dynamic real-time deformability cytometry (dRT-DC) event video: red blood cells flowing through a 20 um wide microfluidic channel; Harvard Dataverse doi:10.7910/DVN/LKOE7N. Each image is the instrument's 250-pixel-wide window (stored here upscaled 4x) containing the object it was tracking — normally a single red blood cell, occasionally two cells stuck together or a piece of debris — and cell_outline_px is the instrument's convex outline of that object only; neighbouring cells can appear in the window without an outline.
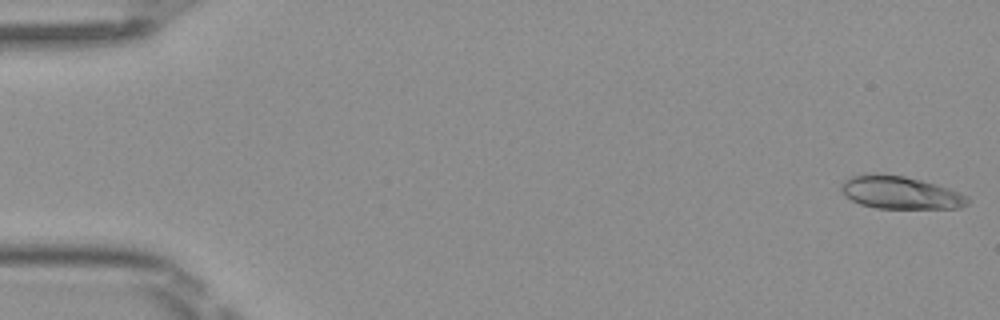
{"species": "Egyptian fruit bat (a non-hibernating species)", "species_latin": "Rousettus aegyptiacus", "temperature_condition": "room temperature", "stored_images_in_passage": 49, "camera_frame_rate_fps": 3000, "um_per_image_px": 0.085, "frame": {"image": 1, "passage_image": 1, "time_ms": 0.0, "image_size_px": [1000, 320], "cell_outline_px": [[972, 200], [968, 204], [960, 208], [876, 208], [860, 204], [844, 196], [840, 188], [840, 184], [844, 180], [852, 176], [864, 172], [872, 172], [904, 176], [936, 184], [948, 188], [968, 196]], "centroid_in_image_um": [76.49, 16.36], "position_along_channel_um": 8.5, "area_um2": 24.45}}
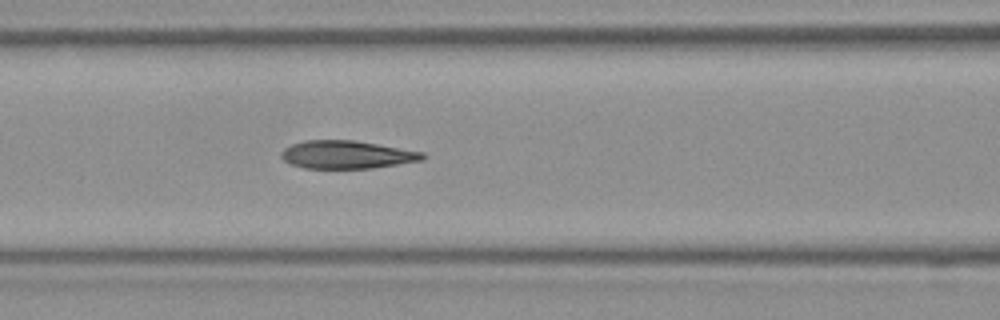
{"frame": {"image": 2, "passage_image": 21, "time_ms": 6.667, "image_size_px": [1000, 320], "cell_outline_px": [[428, 156], [424, 160], [372, 168], [304, 168], [288, 164], [280, 156], [280, 152], [284, 148], [292, 144], [304, 140], [352, 140], [424, 152]], "centroid_in_image_um": [29.46, 13.15], "position_along_channel_um": 137.1, "area_um2": 23.12}}
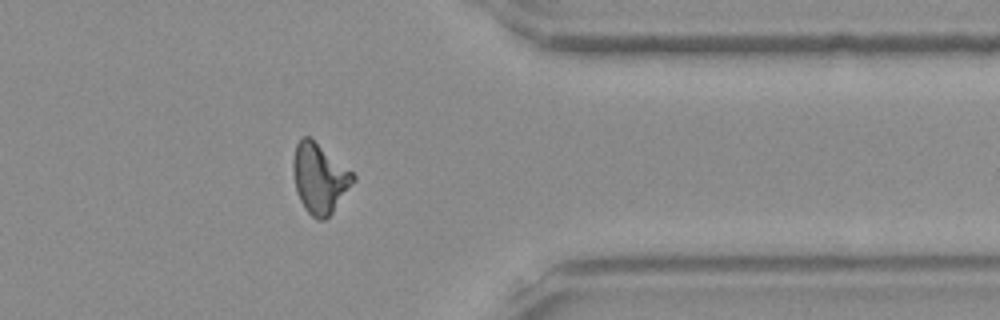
{"frame": {"image": 3, "passage_image": 40, "time_ms": 13.0, "image_size_px": [1000, 320], "cell_outline_px": [[356, 180], [332, 212], [324, 220], [316, 220], [304, 208], [296, 192], [292, 172], [292, 160], [296, 144], [300, 136], [308, 136], [352, 172], [356, 176]], "centroid_in_image_um": [27.13, 15.16], "position_along_channel_um": 384.3, "area_um2": 24.28}, "authors_computed_cell_mechanics": {"area_um2": 23.6402, "velocity_mm_per_s": 4.0873, "shape_relaxation_time_tau1_ms": 6.3436, "shape_relaxation_time_tau2_ms": 2.0472, "deformation_change_tau1": 0.1919, "deformation_change_tau2": 0.0822}}